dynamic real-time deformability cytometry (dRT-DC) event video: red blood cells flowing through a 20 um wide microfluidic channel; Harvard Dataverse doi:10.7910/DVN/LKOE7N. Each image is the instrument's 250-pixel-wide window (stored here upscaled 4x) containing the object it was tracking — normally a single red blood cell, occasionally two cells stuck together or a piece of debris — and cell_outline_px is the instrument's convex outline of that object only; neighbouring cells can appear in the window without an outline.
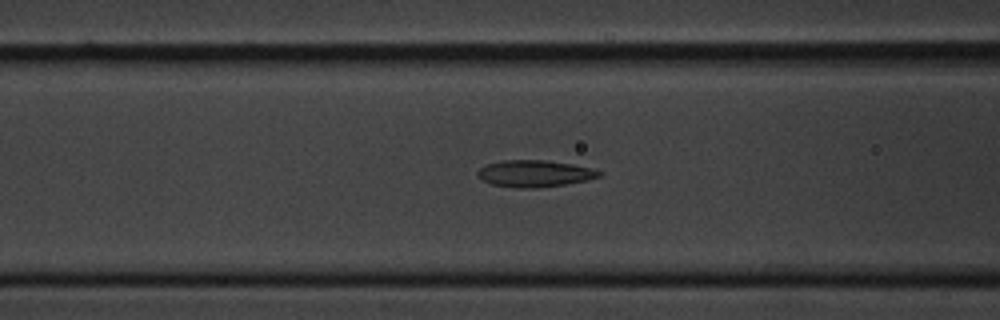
{"species": "common noctule bat (a hibernating species)", "species_latin": "Nyctalus noctula", "temperature_condition": "cold", "stored_images_in_passage": 59, "segment_of_instrument_passage": [1, 2], "camera_frame_rate_fps": 3000, "um_per_image_px": 0.085, "animal": {"sex": "male", "body_mass_g": 20.1, "forearm_length_mm": 53.5}, "frame": {"image": 1, "passage_image": 22, "time_ms": 7.0, "image_size_px": [1000, 320], "cell_outline_px": [[604, 172], [600, 176], [588, 180], [564, 184], [536, 188], [520, 188], [492, 184], [480, 180], [476, 176], [476, 172], [480, 168], [488, 164], [504, 160], [544, 160], [572, 164], [592, 168]], "centroid_in_image_um": [45.43, 14.75], "position_along_channel_um": 121.2, "area_um2": 18.96}}
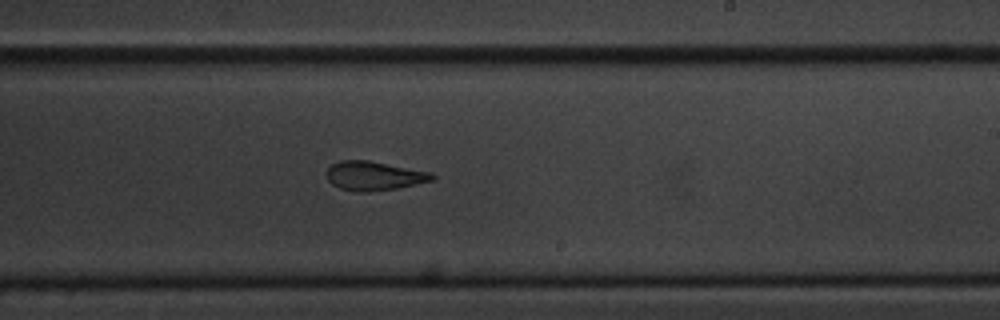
{"frame": {"image": 2, "passage_image": 34, "time_ms": 11.0, "image_size_px": [1000, 320], "cell_outline_px": [[436, 176], [432, 180], [396, 188], [368, 192], [356, 192], [340, 188], [332, 184], [328, 180], [324, 172], [332, 164], [340, 160], [368, 160], [432, 172]], "centroid_in_image_um": [31.75, 14.94], "position_along_channel_um": 257.3, "area_um2": 17.92}}
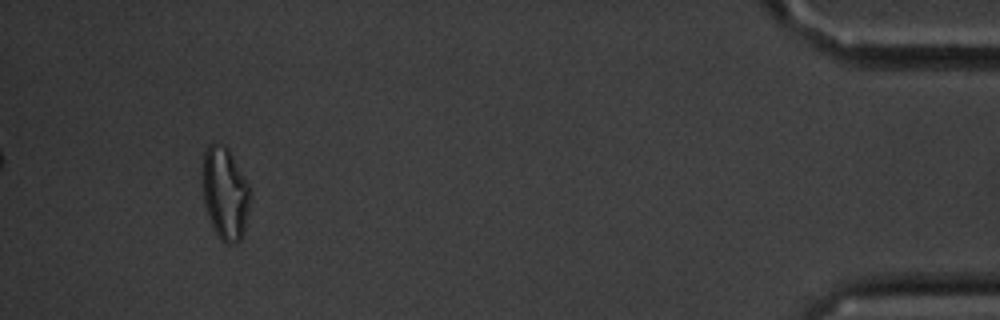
{"frame": {"image": 3, "passage_image": 54, "time_ms": 17.667, "image_size_px": [1000, 320], "cell_outline_px": [[252, 196], [244, 232], [240, 240], [232, 244], [228, 244], [220, 240], [212, 224], [204, 204], [204, 152], [208, 144], [216, 140], [224, 144], [228, 148], [248, 184]], "centroid_in_image_um": [19.16, 16.42], "position_along_channel_um": 416.0, "area_um2": 25.61}}